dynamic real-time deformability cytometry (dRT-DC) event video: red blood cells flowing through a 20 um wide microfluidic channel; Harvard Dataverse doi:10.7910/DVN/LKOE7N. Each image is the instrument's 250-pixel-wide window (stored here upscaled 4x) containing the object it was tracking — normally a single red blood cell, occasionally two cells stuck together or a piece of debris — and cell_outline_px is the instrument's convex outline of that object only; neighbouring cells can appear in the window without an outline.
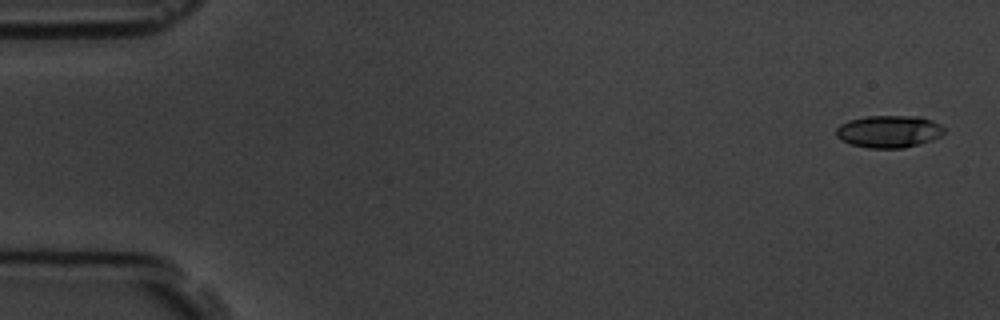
{"species": "common noctule bat (a hibernating species)", "species_latin": "Nyctalus noctula", "temperature_condition": "room temperature", "stored_images_in_passage": 5, "camera_frame_rate_fps": 3000, "um_per_image_px": 0.085, "animal": {"sex": "male", "body_mass_g": 19.5, "forearm_length_mm": 54.6}, "frame": {"image": 1, "passage_image": 1, "time_ms": 0.0, "image_size_px": [1000, 320], "cell_outline_px": [[944, 132], [940, 136], [932, 140], [920, 144], [904, 148], [868, 148], [852, 144], [840, 140], [836, 136], [836, 128], [840, 124], [848, 120], [868, 116], [920, 116], [932, 120], [940, 124], [944, 128]], "centroid_in_image_um": [75.55, 11.17], "position_along_channel_um": 9.4, "area_um2": 20.46}}
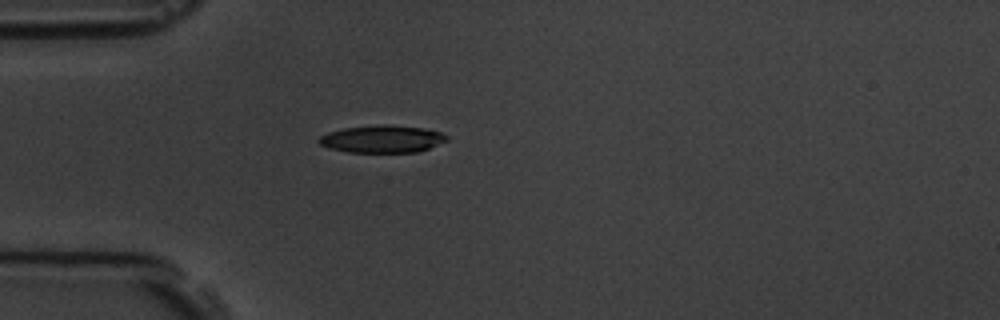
{"frame": {"image": 2, "passage_image": 5, "time_ms": 4.667, "image_size_px": [1000, 320], "cell_outline_px": [[448, 140], [428, 148], [416, 152], [348, 152], [328, 148], [320, 144], [316, 140], [320, 136], [328, 132], [344, 128], [384, 124], [424, 128], [440, 132], [448, 136]], "centroid_in_image_um": [32.46, 11.81], "position_along_channel_um": 52.5, "area_um2": 20.35}}